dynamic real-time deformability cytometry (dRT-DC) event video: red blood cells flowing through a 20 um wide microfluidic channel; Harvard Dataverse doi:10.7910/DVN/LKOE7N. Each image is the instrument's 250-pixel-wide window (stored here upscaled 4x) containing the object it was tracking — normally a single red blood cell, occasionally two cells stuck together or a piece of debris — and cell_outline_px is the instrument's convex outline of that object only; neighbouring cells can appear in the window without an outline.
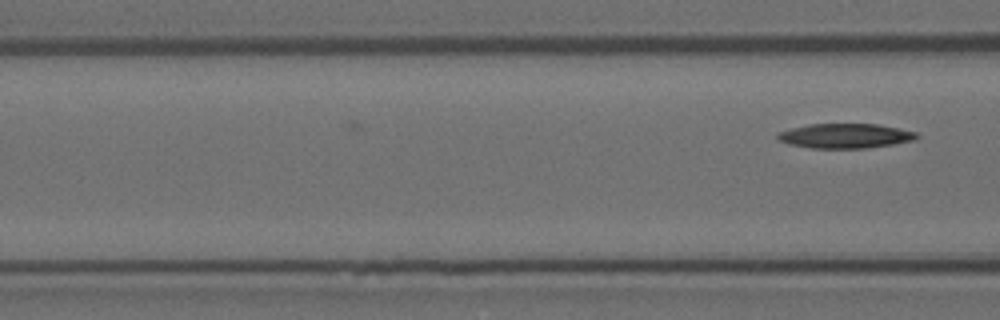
{"species": "Egyptian fruit bat (a non-hibernating species)", "species_latin": "Rousettus aegyptiacus", "temperature_condition": "room temperature", "stored_images_in_passage": 3, "camera_frame_rate_fps": 3000, "um_per_image_px": 0.085, "animal": {"sex": "female"}, "frame": {"image": 1, "passage_image": 3, "time_ms": 0.667, "image_size_px": [1000, 320], "cell_outline_px": [[920, 136], [916, 140], [868, 148], [812, 148], [788, 144], [780, 140], [776, 136], [780, 132], [792, 128], [808, 124], [876, 124], [916, 132]], "centroid_in_image_um": [71.86, 11.55], "position_along_channel_um": 94.7, "area_um2": 19.83}}